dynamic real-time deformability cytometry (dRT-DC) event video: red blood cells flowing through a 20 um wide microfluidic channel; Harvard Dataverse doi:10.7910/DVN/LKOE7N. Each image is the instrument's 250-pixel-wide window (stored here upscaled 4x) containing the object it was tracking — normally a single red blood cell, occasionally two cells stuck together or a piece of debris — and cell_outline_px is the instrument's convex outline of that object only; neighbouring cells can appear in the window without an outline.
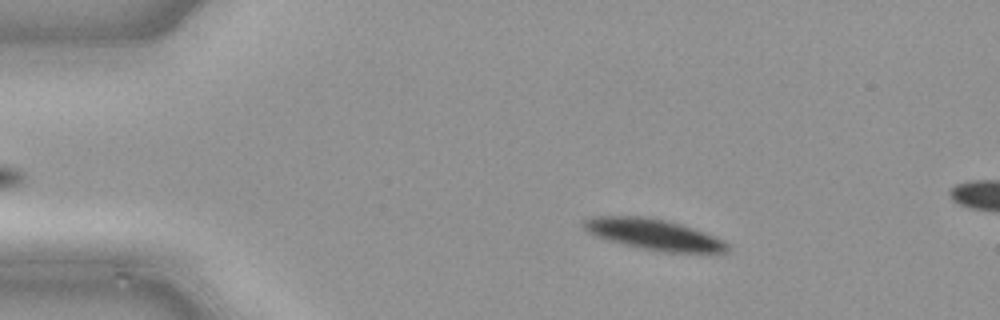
{"species": "common noctule bat (a hibernating species)", "species_latin": "Nyctalus noctula", "temperature_condition": "cold", "stored_images_in_passage": 14, "camera_frame_rate_fps": 3000, "um_per_image_px": 0.085, "animal": {"sex": "male", "body_mass_g": 21.5, "forearm_length_mm": 52.0}, "frame": {"image": 1, "passage_image": 8, "time_ms": 2.333, "image_size_px": [1000, 320], "cell_outline_px": [[728, 252], [656, 252], [608, 240], [596, 236], [588, 232], [580, 224], [584, 220], [592, 216], [640, 216], [664, 220], [680, 224], [724, 240], [728, 244]], "centroid_in_image_um": [55.52, 19.93], "position_along_channel_um": 29.5, "area_um2": 25.61}}